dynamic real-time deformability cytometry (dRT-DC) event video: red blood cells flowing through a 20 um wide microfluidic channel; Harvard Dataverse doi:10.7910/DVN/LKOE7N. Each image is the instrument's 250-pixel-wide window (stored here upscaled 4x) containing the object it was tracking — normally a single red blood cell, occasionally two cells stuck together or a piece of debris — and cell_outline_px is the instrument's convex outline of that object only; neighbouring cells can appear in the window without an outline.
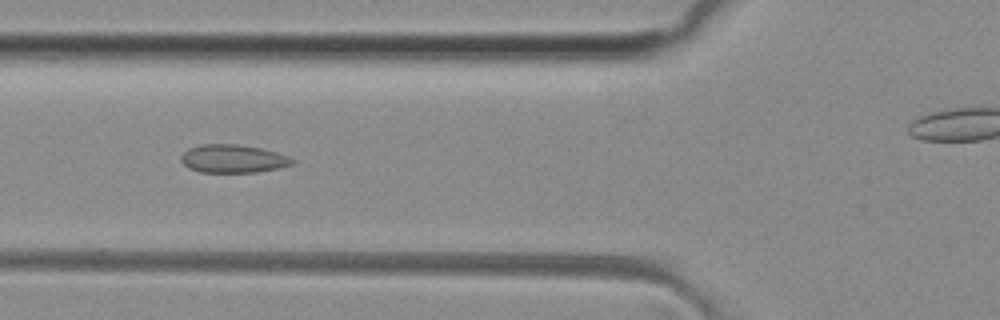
{"species": "common noctule bat (a hibernating species)", "species_latin": "Nyctalus noctula", "temperature_condition": "room temperature", "stored_images_in_passage": 44, "camera_frame_rate_fps": 3000, "um_per_image_px": 0.085, "animal": {"sex": "female", "body_mass_g": 29.2, "forearm_length_mm": 56.3}, "frame": {"image": 1, "passage_image": 19, "time_ms": 6.0, "image_size_px": [1000, 320], "cell_outline_px": [[296, 160], [292, 164], [280, 168], [256, 172], [200, 172], [188, 168], [180, 160], [180, 156], [188, 148], [200, 144], [236, 144], [260, 148], [276, 152], [288, 156]], "centroid_in_image_um": [19.79, 13.49], "position_along_channel_um": 106.0, "area_um2": 18.32}}
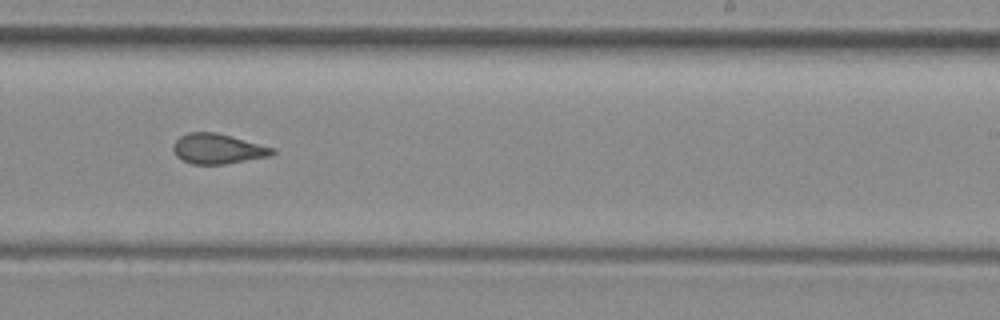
{"frame": {"image": 2, "passage_image": 31, "time_ms": 10.0, "image_size_px": [1000, 320], "cell_outline_px": [[276, 152], [272, 156], [224, 164], [192, 164], [180, 160], [176, 156], [172, 148], [172, 144], [180, 136], [188, 132], [212, 132], [276, 148]], "centroid_in_image_um": [18.49, 12.66], "position_along_channel_um": 270.5, "area_um2": 17.4}}
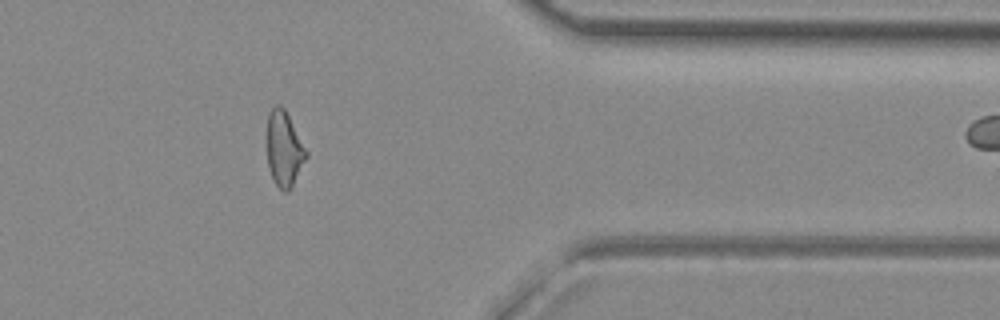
{"frame": {"image": 3, "passage_image": 41, "time_ms": 13.333, "image_size_px": [1000, 320], "cell_outline_px": [[308, 156], [288, 192], [284, 192], [276, 184], [268, 168], [268, 112], [276, 104], [280, 104], [284, 108], [308, 152]], "centroid_in_image_um": [24.16, 12.64], "position_along_channel_um": 387.2, "area_um2": 16.88}, "authors_computed_cell_mechanics": {"area_um2": 17.9469, "velocity_mm_per_s": 4.1106, "shape_relaxation_time_tau1_ms": null, "shape_relaxation_time_tau2_ms": 1.5385, "deformation_change_tau1": null, "deformation_change_tau2": 0.082}}